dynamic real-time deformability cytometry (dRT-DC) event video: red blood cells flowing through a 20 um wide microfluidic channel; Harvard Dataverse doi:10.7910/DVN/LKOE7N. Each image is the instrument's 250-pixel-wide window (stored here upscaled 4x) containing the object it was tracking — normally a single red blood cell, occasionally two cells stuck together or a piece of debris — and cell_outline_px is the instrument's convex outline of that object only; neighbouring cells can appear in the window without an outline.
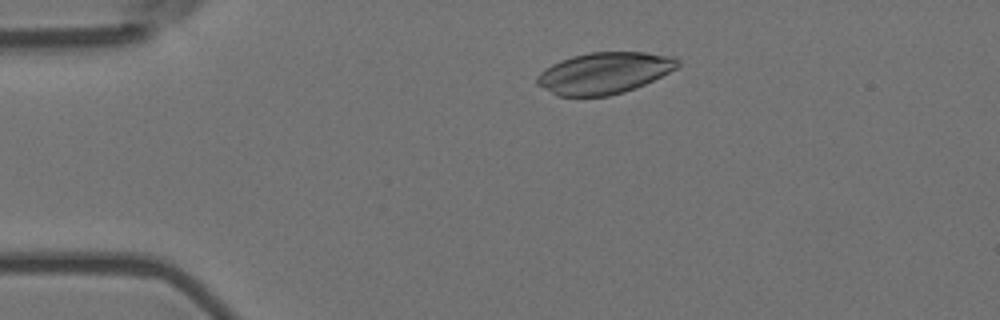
{"species": "Egyptian fruit bat (a non-hibernating species)", "species_latin": "Rousettus aegyptiacus", "temperature_condition": "room temperature", "stored_images_in_passage": 45, "camera_frame_rate_fps": 3000, "um_per_image_px": 0.085, "animal": {"sex": "female"}, "frame": {"image": 1, "passage_image": 2, "time_ms": 0.333, "image_size_px": [1000, 320], "cell_outline_px": [[680, 64], [676, 68], [644, 84], [624, 92], [608, 96], [556, 96], [536, 84], [536, 76], [544, 68], [560, 60], [572, 56], [592, 52], [644, 52], [676, 56], [680, 60]], "centroid_in_image_um": [51.33, 6.2], "position_along_channel_um": 33.7, "area_um2": 34.04}}
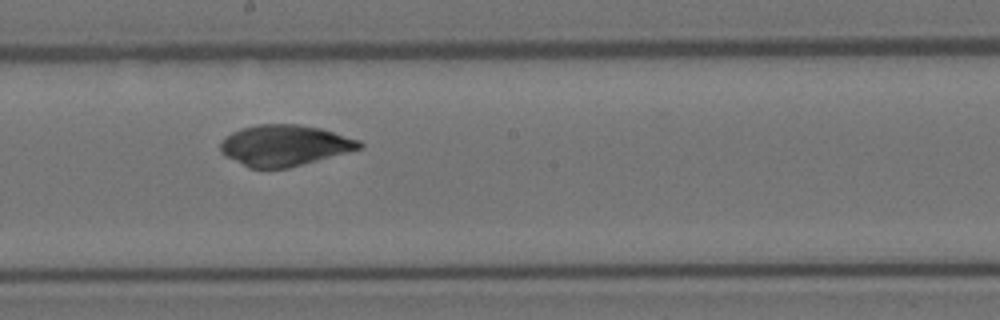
{"frame": {"image": 2, "passage_image": 21, "time_ms": 6.667, "image_size_px": [1000, 320], "cell_outline_px": [[364, 144], [360, 148], [288, 168], [248, 168], [224, 156], [220, 152], [220, 144], [232, 132], [240, 128], [256, 124], [300, 124], [320, 128], [360, 140]], "centroid_in_image_um": [24.14, 12.35], "position_along_channel_um": 224.1, "area_um2": 33.0}}
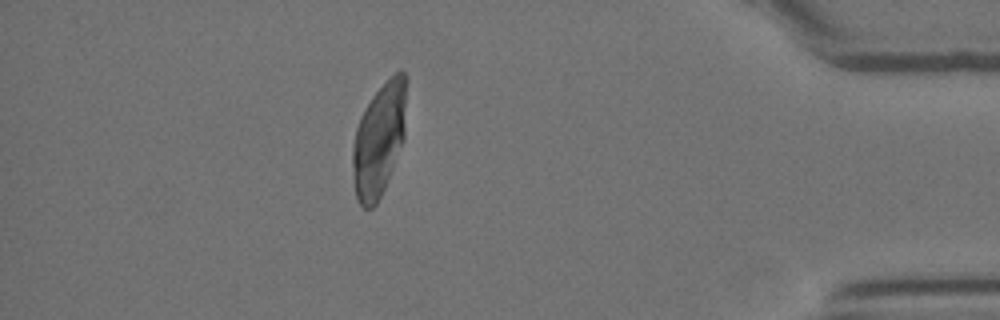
{"frame": {"image": 3, "passage_image": 39, "time_ms": 12.667, "image_size_px": [1000, 320], "cell_outline_px": [[408, 80], [404, 140], [384, 188], [376, 204], [372, 208], [364, 208], [356, 200], [352, 164], [352, 148], [356, 128], [360, 116], [372, 96], [400, 68], [404, 72]], "centroid_in_image_um": [32.24, 11.83], "position_along_channel_um": 403.0, "area_um2": 35.72}}